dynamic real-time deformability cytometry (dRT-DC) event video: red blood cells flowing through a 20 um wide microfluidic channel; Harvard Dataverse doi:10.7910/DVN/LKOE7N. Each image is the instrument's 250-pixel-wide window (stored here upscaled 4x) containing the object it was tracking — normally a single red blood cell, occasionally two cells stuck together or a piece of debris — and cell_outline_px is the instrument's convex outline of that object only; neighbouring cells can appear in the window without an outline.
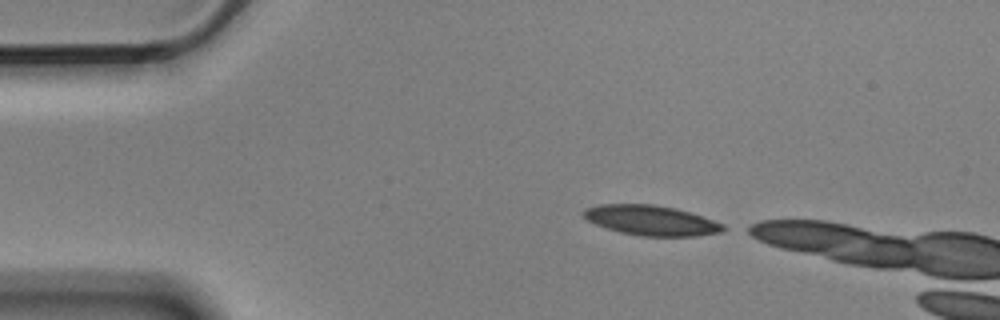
{"species": "Egyptian fruit bat (a non-hibernating species)", "species_latin": "Rousettus aegyptiacus", "temperature_condition": "cold", "stored_images_in_passage": 3, "camera_frame_rate_fps": 3000, "um_per_image_px": 0.085, "animal": {"sex": "male"}, "frame": {"image": 1, "passage_image": 1, "time_ms": 0.0, "image_size_px": [1000, 320], "cell_outline_px": [[732, 228], [724, 232], [696, 236], [640, 236], [620, 232], [596, 224], [588, 220], [584, 216], [584, 208], [600, 204], [652, 204], [676, 208], [724, 224]], "centroid_in_image_um": [55.41, 18.74], "position_along_channel_um": 29.6, "area_um2": 24.45}}